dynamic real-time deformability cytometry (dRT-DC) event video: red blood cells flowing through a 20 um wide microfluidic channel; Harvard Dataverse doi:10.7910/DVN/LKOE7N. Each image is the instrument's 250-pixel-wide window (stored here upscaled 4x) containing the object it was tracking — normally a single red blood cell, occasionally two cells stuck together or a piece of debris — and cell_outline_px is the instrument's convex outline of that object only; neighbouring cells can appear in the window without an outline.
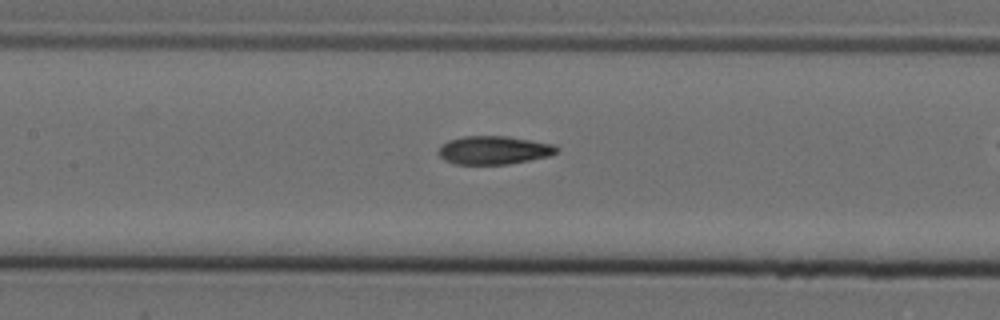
{"species": "Egyptian fruit bat (a non-hibernating species)", "species_latin": "Rousettus aegyptiacus", "temperature_condition": "cold", "stored_images_in_passage": 25, "camera_frame_rate_fps": 3000, "um_per_image_px": 0.085, "animal": {"sex": "female"}, "frame": {"image": 1, "passage_image": 6, "time_ms": 1.667, "image_size_px": [1000, 320], "cell_outline_px": [[560, 148], [552, 156], [508, 164], [456, 164], [444, 160], [436, 152], [448, 140], [464, 136], [508, 136], [556, 144]], "centroid_in_image_um": [42.03, 12.76], "position_along_channel_um": 165.4, "area_um2": 19.71}}
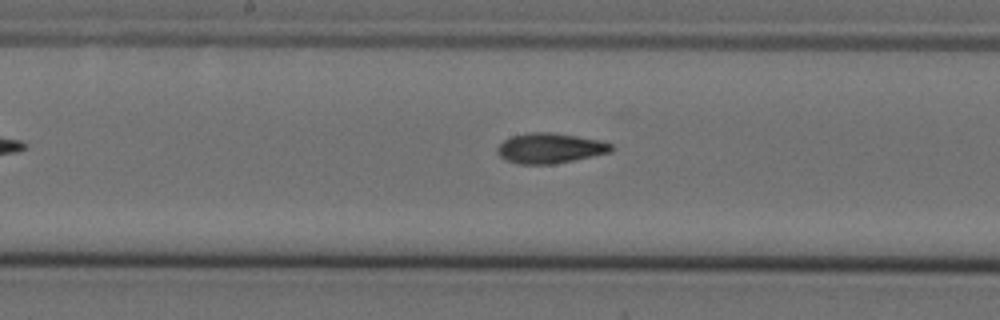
{"frame": {"image": 2, "passage_image": 9, "time_ms": 2.667, "image_size_px": [1000, 320], "cell_outline_px": [[612, 152], [552, 164], [516, 164], [504, 160], [496, 152], [496, 148], [504, 140], [512, 136], [528, 132], [552, 132], [600, 140], [612, 144]], "centroid_in_image_um": [46.71, 12.59], "position_along_channel_um": 201.5, "area_um2": 20.06}}